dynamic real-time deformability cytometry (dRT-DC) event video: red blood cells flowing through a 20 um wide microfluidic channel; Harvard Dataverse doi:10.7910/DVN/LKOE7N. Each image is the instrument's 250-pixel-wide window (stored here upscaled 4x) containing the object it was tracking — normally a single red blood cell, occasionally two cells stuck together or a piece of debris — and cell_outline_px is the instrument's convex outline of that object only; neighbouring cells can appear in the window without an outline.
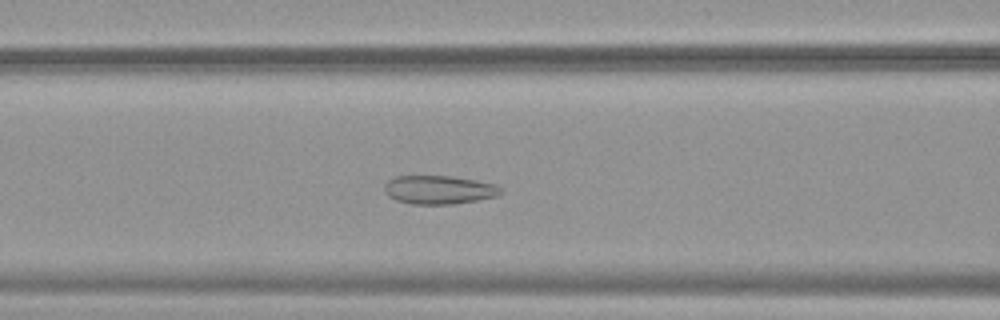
{"species": "common noctule bat (a hibernating species)", "species_latin": "Nyctalus noctula", "temperature_condition": "warm", "stored_images_in_passage": 43, "camera_frame_rate_fps": 3000, "um_per_image_px": 0.085, "animal": {"sex": "female", "body_mass_g": 19.9}, "frame": {"image": 1, "passage_image": 12, "time_ms": 3.667, "image_size_px": [1000, 320], "cell_outline_px": [[504, 192], [496, 196], [476, 200], [452, 204], [412, 204], [396, 200], [388, 196], [384, 192], [384, 184], [388, 180], [396, 176], [452, 176], [476, 180], [496, 184], [504, 188]], "centroid_in_image_um": [37.33, 16.12], "position_along_channel_um": 129.3, "area_um2": 19.54}}
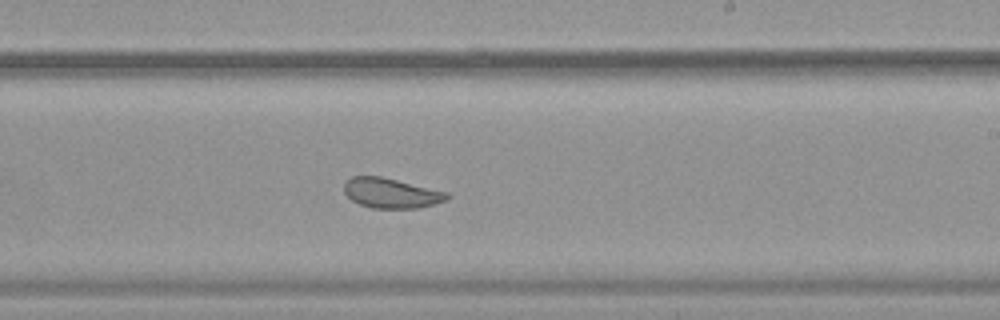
{"frame": {"image": 2, "passage_image": 22, "time_ms": 7.0, "image_size_px": [1000, 320], "cell_outline_px": [[452, 196], [448, 200], [416, 208], [372, 208], [360, 204], [352, 200], [344, 192], [344, 184], [352, 176], [380, 176], [448, 192]], "centroid_in_image_um": [33.27, 16.41], "position_along_channel_um": 255.7, "area_um2": 17.86}}
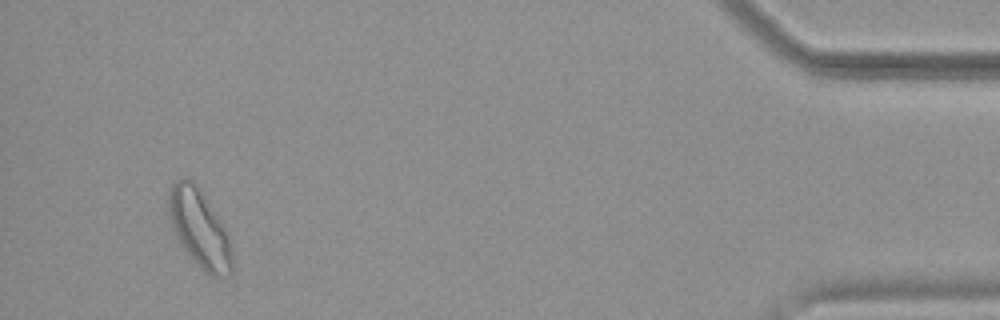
{"frame": {"image": 3, "passage_image": 40, "time_ms": 13.0, "image_size_px": [1000, 320], "cell_outline_px": [[232, 272], [228, 276], [212, 276], [204, 272], [196, 264], [184, 248], [176, 236], [172, 228], [168, 212], [168, 192], [172, 184], [176, 180], [184, 176], [192, 180], [196, 184], [228, 232], [232, 244]], "centroid_in_image_um": [16.96, 19.42], "position_along_channel_um": 418.2, "area_um2": 28.9}, "authors_computed_cell_mechanics": {"area_um2": 20.6924, "velocity_mm_per_s": 3.8214, "shape_relaxation_time_tau1_ms": null, "shape_relaxation_time_tau2_ms": 1.0967, "deformation_change_tau1": null, "deformation_change_tau2": 0.0646}}